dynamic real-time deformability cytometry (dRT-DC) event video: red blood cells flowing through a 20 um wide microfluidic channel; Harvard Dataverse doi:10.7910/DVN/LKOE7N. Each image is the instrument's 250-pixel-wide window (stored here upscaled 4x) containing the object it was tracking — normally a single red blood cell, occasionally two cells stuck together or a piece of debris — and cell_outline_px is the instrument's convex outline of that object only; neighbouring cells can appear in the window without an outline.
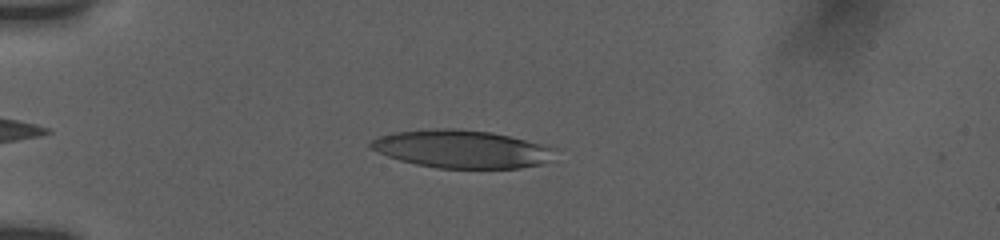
{"species": "human", "species_latin": "Homo sapiens", "temperature_condition": "room temperature", "stored_images_in_passage": 17, "camera_frame_rate_fps": 3000, "um_per_image_px": 0.085, "donor": {"sex": "female"}, "frame": {"image": 1, "passage_image": 10, "time_ms": 2.333, "image_size_px": [1000, 240], "cell_outline_px": [[556, 160], [544, 164], [520, 168], [436, 168], [416, 164], [400, 160], [388, 156], [372, 148], [368, 144], [372, 140], [384, 136], [400, 132], [488, 132], [508, 136], [536, 144], [544, 148]], "centroid_in_image_um": [39.25, 12.75], "position_along_channel_um": 45.7, "area_um2": 38.03}}